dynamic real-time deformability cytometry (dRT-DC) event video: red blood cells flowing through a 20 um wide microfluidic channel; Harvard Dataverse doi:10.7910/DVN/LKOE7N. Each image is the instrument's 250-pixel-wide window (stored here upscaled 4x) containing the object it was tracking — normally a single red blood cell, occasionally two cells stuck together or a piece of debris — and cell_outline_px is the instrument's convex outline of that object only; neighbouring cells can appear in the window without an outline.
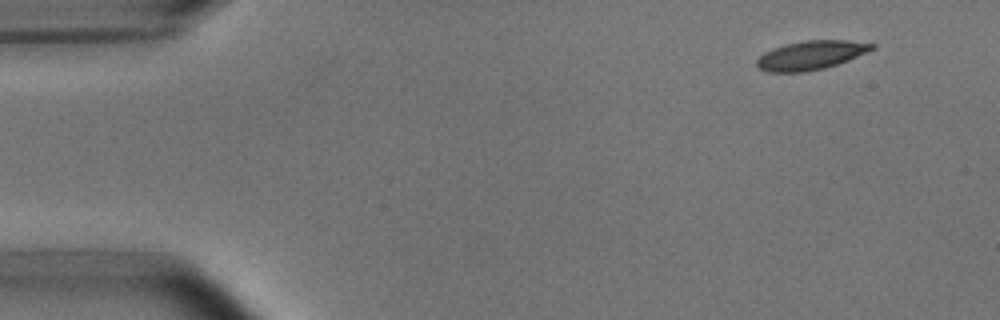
{"species": "common noctule bat (a hibernating species)", "species_latin": "Nyctalus noctula", "temperature_condition": "room temperature", "stored_images_in_passage": 5, "camera_frame_rate_fps": 3000, "um_per_image_px": 0.085, "animal": {"sex": "male", "body_mass_g": 15.6}, "frame": {"image": 1, "passage_image": 1, "time_ms": 0.0, "image_size_px": [1000, 320], "cell_outline_px": [[876, 48], [848, 60], [824, 68], [804, 72], [768, 72], [760, 68], [756, 64], [756, 60], [764, 52], [772, 48], [804, 40], [848, 40], [876, 44]], "centroid_in_image_um": [68.93, 4.69], "position_along_channel_um": 16.1, "area_um2": 19.31}}